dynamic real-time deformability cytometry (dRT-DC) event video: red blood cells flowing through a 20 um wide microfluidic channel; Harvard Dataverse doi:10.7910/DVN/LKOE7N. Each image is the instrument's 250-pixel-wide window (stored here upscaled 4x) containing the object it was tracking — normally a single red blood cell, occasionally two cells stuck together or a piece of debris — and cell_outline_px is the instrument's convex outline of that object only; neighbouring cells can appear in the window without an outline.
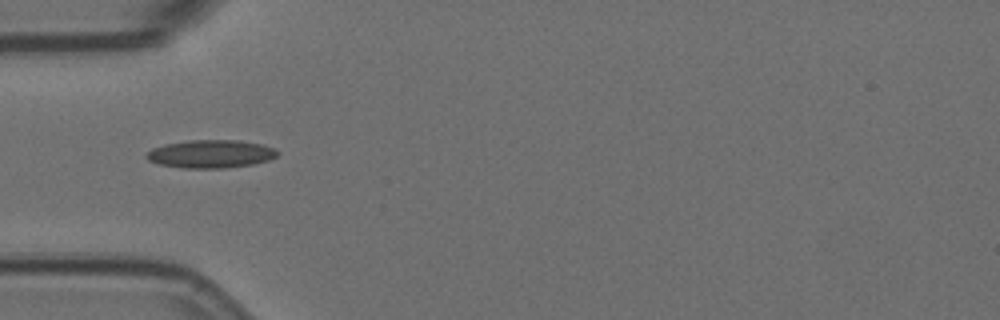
{"species": "Egyptian fruit bat (a non-hibernating species)", "species_latin": "Rousettus aegyptiacus", "temperature_condition": "room temperature", "stored_images_in_passage": 8, "camera_frame_rate_fps": 3000, "um_per_image_px": 0.085, "animal": {"sex": "female"}, "frame": {"image": 1, "passage_image": 4, "time_ms": 1.0, "image_size_px": [1000, 320], "cell_outline_px": [[280, 152], [276, 156], [268, 160], [252, 164], [224, 168], [180, 168], [160, 164], [148, 160], [144, 156], [152, 148], [164, 144], [188, 140], [240, 140], [264, 144], [276, 148]], "centroid_in_image_um": [17.93, 13.07], "position_along_channel_um": 67.1, "area_um2": 21.62}}
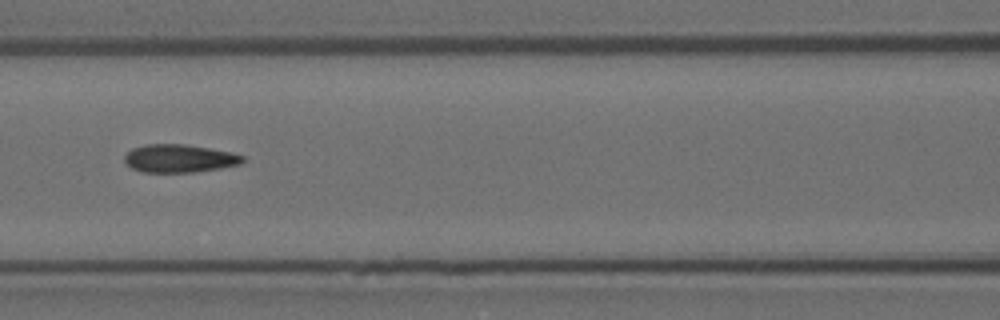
{"frame": {"image": 2, "passage_image": 6, "time_ms": 1.667, "image_size_px": [1000, 320], "cell_outline_px": [[244, 160], [240, 164], [220, 168], [192, 172], [144, 172], [132, 168], [124, 160], [124, 156], [132, 148], [144, 144], [184, 144], [232, 152], [244, 156]], "centroid_in_image_um": [15.24, 13.46], "position_along_channel_um": 151.4, "area_um2": 19.19}}
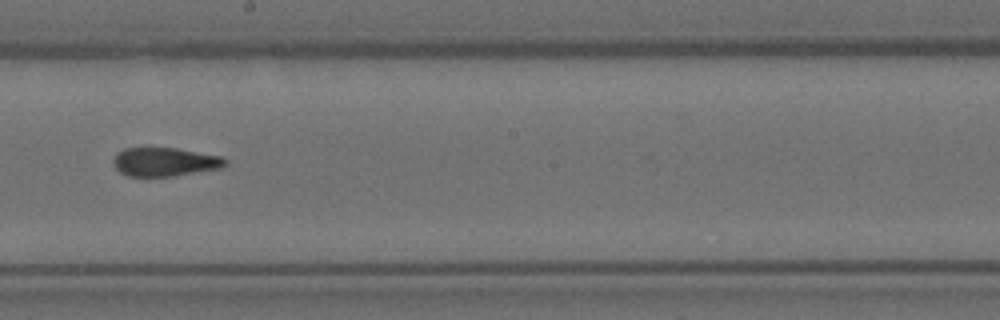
{"frame": {"image": 3, "passage_image": 8, "time_ms": 2.333, "image_size_px": [1000, 320], "cell_outline_px": [[228, 164], [220, 168], [172, 176], [128, 176], [120, 172], [116, 168], [112, 160], [116, 152], [124, 148], [176, 148], [220, 156], [228, 160]], "centroid_in_image_um": [13.99, 13.75], "position_along_channel_um": 234.2, "area_um2": 18.67}}